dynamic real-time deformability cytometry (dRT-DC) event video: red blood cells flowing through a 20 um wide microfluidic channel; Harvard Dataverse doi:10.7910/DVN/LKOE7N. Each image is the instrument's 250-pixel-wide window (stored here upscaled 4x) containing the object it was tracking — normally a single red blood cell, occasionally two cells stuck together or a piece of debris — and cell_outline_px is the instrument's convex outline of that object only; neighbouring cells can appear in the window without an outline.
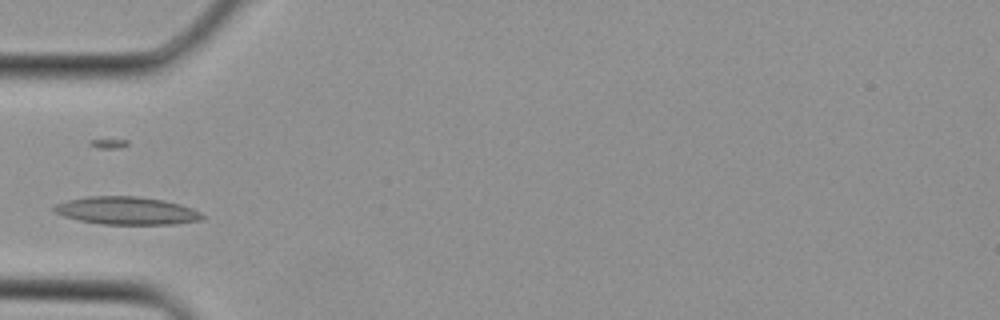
{"species": "Egyptian fruit bat (a non-hibernating species)", "species_latin": "Rousettus aegyptiacus", "temperature_condition": "cold", "stored_images_in_passage": 1, "camera_frame_rate_fps": 3000, "um_per_image_px": 0.085, "animal": {"sex": "female"}, "frame": {"image": 1, "passage_image": 1, "time_ms": 0.0, "image_size_px": [1000, 320], "cell_outline_px": [[208, 216], [204, 220], [172, 224], [100, 224], [80, 220], [64, 216], [56, 212], [52, 208], [56, 204], [68, 200], [88, 196], [136, 196], [164, 200], [180, 204], [192, 208]], "centroid_in_image_um": [10.83, 17.91], "position_along_channel_um": 74.2, "area_um2": 24.04}}